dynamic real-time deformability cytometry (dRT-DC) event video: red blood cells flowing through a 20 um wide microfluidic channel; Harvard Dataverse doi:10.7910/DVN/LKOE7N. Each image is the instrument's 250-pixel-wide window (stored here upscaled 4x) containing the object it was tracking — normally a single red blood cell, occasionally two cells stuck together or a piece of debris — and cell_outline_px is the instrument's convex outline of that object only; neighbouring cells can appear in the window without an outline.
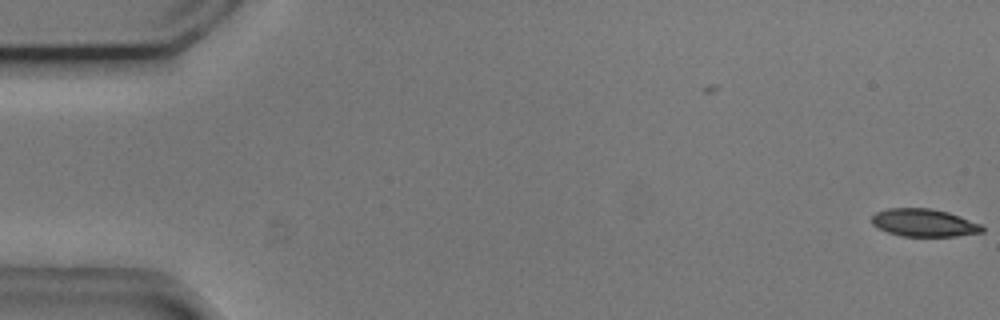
{"species": "common noctule bat (a hibernating species)", "species_latin": "Nyctalus noctula", "temperature_condition": "cold", "stored_images_in_passage": 2, "camera_frame_rate_fps": 3000, "um_per_image_px": 0.085, "animal": {"sex": "male", "body_mass_g": 20.5, "forearm_length_mm": 52.5}, "frame": {"image": 1, "passage_image": 2, "time_ms": 0.333, "image_size_px": [1000, 320], "cell_outline_px": [[984, 232], [956, 236], [900, 236], [888, 232], [872, 224], [872, 216], [876, 212], [888, 208], [928, 208], [948, 212], [960, 216], [980, 224], [984, 228]], "centroid_in_image_um": [78.55, 18.93], "position_along_channel_um": 6.5, "area_um2": 17.74}}